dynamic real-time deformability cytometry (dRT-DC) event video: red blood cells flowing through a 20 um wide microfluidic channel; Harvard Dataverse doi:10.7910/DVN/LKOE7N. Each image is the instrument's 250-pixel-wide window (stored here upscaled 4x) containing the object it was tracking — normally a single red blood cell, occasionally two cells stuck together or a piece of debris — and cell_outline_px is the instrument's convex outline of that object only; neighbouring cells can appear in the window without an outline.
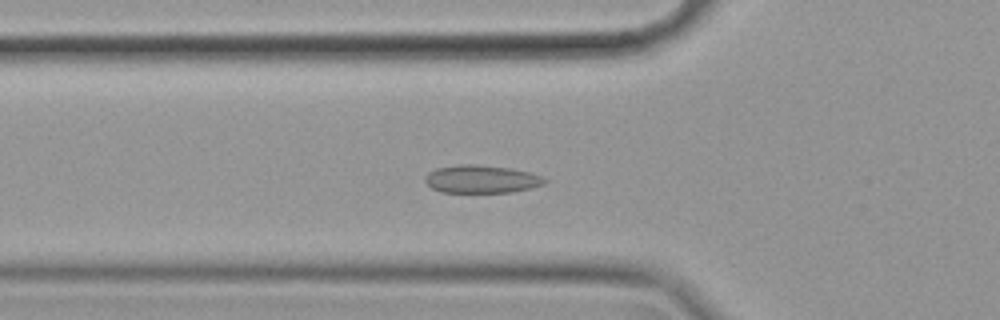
{"species": "common noctule bat (a hibernating species)", "species_latin": "Nyctalus noctula", "temperature_condition": "cold", "stored_images_in_passage": 48, "camera_frame_rate_fps": 3000, "um_per_image_px": 0.085, "animal": {"sex": "female", "body_mass_g": 19.9}, "frame": {"image": 1, "passage_image": 10, "time_ms": 3.0, "image_size_px": [1000, 320], "cell_outline_px": [[548, 180], [544, 184], [532, 188], [512, 192], [440, 192], [432, 188], [424, 180], [424, 176], [428, 172], [436, 168], [460, 164], [472, 164], [508, 168], [528, 172], [540, 176]], "centroid_in_image_um": [40.89, 15.23], "position_along_channel_um": 84.9, "area_um2": 19.36}}
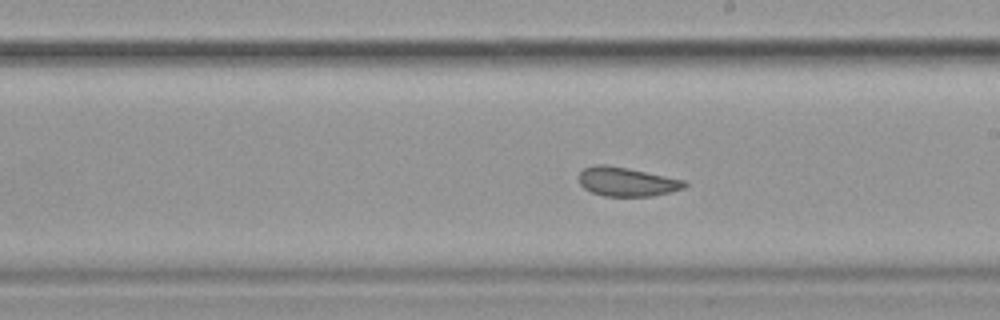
{"frame": {"image": 2, "passage_image": 23, "time_ms": 7.333, "image_size_px": [1000, 320], "cell_outline_px": [[688, 184], [684, 188], [652, 196], [604, 196], [592, 192], [584, 188], [580, 184], [580, 172], [584, 168], [596, 164], [604, 164], [628, 168], [684, 180]], "centroid_in_image_um": [53.26, 15.44], "position_along_channel_um": 235.7, "area_um2": 17.69}}
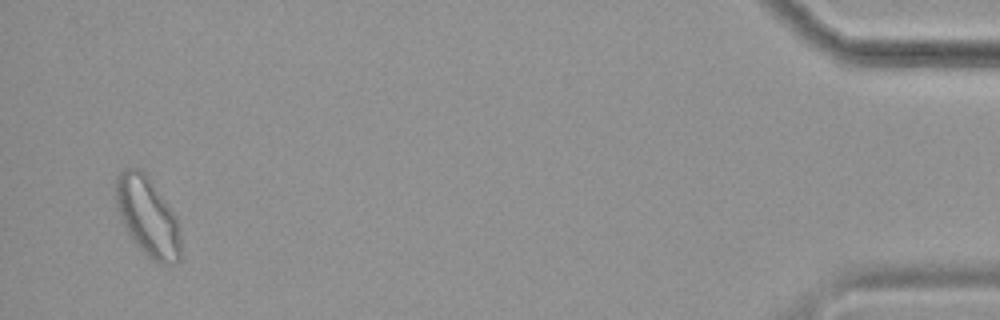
{"frame": {"image": 3, "passage_image": 46, "time_ms": 15.0, "image_size_px": [1000, 320], "cell_outline_px": [[180, 260], [176, 264], [160, 264], [152, 260], [136, 244], [128, 232], [124, 224], [116, 204], [116, 176], [120, 172], [128, 168], [140, 168], [144, 172], [176, 216], [180, 232]], "centroid_in_image_um": [12.57, 18.43], "position_along_channel_um": 422.6, "area_um2": 29.42}, "authors_computed_cell_mechanics": {"area_um2": 19.4497, "velocity_mm_per_s": 3.4808, "shape_relaxation_time_tau1_ms": null, "shape_relaxation_time_tau2_ms": 1.7562, "deformation_change_tau1": null, "deformation_change_tau2": 0.0412}}